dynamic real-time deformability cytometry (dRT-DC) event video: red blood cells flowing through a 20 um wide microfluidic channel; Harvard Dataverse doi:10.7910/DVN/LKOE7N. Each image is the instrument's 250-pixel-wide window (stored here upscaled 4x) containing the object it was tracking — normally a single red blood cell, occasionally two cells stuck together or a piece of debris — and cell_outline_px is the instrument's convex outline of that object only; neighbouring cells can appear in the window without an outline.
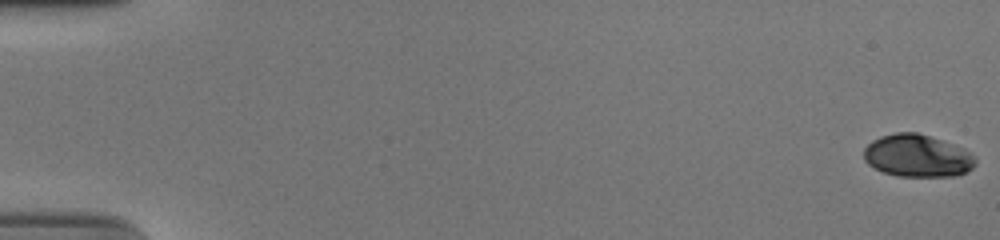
{"species": "human", "species_latin": "Homo sapiens", "temperature_condition": "cold", "stored_images_in_passage": 57, "camera_frame_rate_fps": 3000, "um_per_image_px": 0.085, "donor": {"sex": "male"}, "frame": {"image": 1, "passage_image": 1, "time_ms": 0.0, "image_size_px": [1000, 240], "cell_outline_px": [[976, 164], [972, 168], [956, 176], [896, 176], [884, 172], [868, 164], [864, 160], [864, 148], [872, 140], [880, 136], [896, 132], [916, 132], [964, 148], [972, 152], [976, 156]], "centroid_in_image_um": [77.98, 13.24], "position_along_channel_um": 7.0, "area_um2": 27.63}}
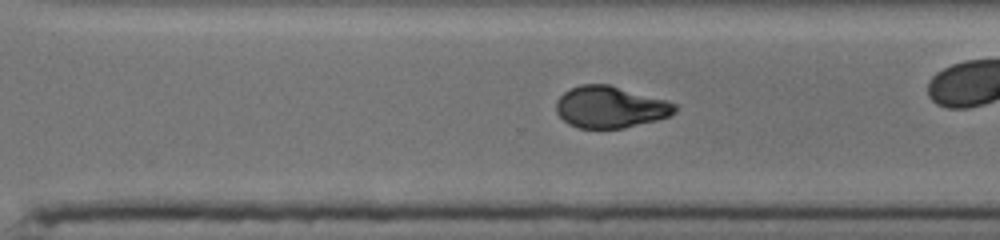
{"frame": {"image": 2, "passage_image": 41, "time_ms": 13.333, "image_size_px": [1000, 240], "cell_outline_px": [[676, 112], [668, 116], [656, 120], [624, 128], [580, 128], [568, 124], [556, 112], [556, 100], [564, 92], [580, 84], [608, 84], [668, 100], [676, 104]], "centroid_in_image_um": [51.87, 9.09], "position_along_channel_um": 318.7, "area_um2": 28.84}}
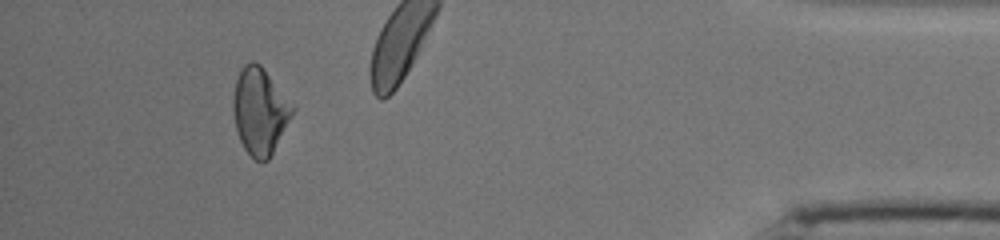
{"frame": {"image": 3, "passage_image": 53, "time_ms": 17.333, "image_size_px": [1000, 240], "cell_outline_px": [[296, 108], [292, 116], [268, 160], [256, 160], [244, 148], [240, 140], [236, 128], [232, 112], [232, 96], [236, 80], [244, 64], [252, 60], [260, 64], [264, 68]], "centroid_in_image_um": [22.07, 9.41], "position_along_channel_um": 413.1, "area_um2": 29.77}, "authors_computed_cell_mechanics": {"area_um2": 29.3624, "velocity_mm_per_s": 3.7085, "shape_relaxation_time_tau1_ms": 4.5446, "shape_relaxation_time_tau2_ms": 2.2475, "deformation_change_tau1": 0.1332, "deformation_change_tau2": 0.0531}}